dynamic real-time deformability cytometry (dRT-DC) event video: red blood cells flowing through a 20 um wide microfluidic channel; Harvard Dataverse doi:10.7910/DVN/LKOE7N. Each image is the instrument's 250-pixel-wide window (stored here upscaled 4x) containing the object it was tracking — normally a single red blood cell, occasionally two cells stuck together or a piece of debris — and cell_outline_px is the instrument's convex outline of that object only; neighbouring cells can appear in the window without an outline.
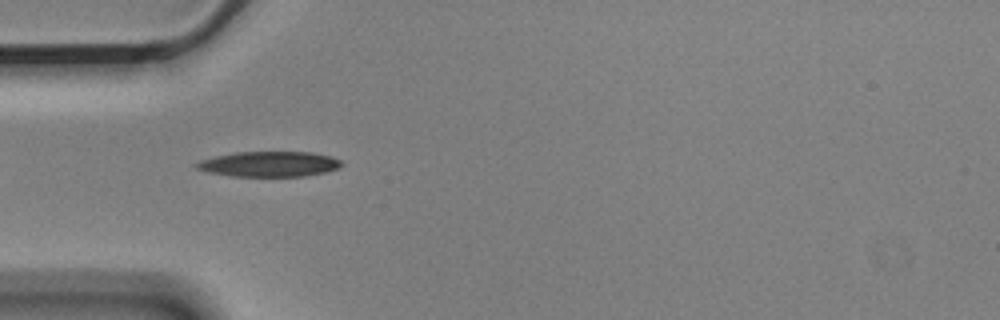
{"species": "Egyptian fruit bat (a non-hibernating species)", "species_latin": "Rousettus aegyptiacus", "temperature_condition": "cold", "stored_images_in_passage": 7, "camera_frame_rate_fps": 3000, "um_per_image_px": 0.085, "animal": {"sex": "male"}, "frame": {"image": 1, "passage_image": 5, "time_ms": 1.333, "image_size_px": [1000, 320], "cell_outline_px": [[344, 164], [340, 168], [324, 172], [304, 176], [232, 176], [208, 172], [196, 168], [192, 164], [200, 160], [216, 156], [236, 152], [312, 152], [332, 156], [340, 160]], "centroid_in_image_um": [22.89, 13.94], "position_along_channel_um": 62.1, "area_um2": 21.44}}
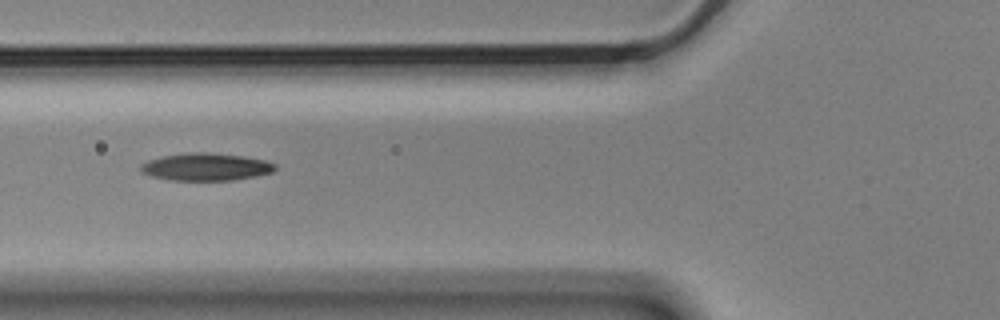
{"frame": {"image": 2, "passage_image": 6, "time_ms": 1.667, "image_size_px": [1000, 320], "cell_outline_px": [[276, 168], [272, 172], [256, 176], [232, 180], [168, 180], [152, 176], [140, 172], [140, 164], [148, 160], [164, 156], [188, 152], [204, 152], [244, 156], [264, 160], [276, 164]], "centroid_in_image_um": [17.48, 14.18], "position_along_channel_um": 108.3, "area_um2": 21.5}}
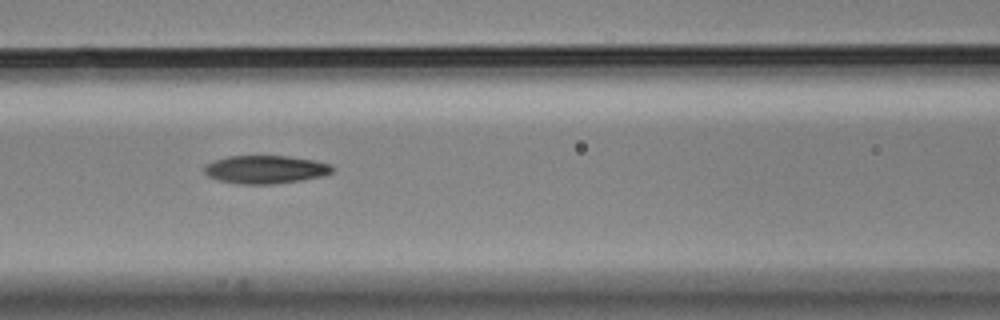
{"frame": {"image": 3, "passage_image": 7, "time_ms": 2.0, "image_size_px": [1000, 320], "cell_outline_px": [[332, 172], [324, 176], [276, 184], [240, 184], [220, 180], [208, 176], [204, 172], [204, 164], [228, 156], [288, 156], [316, 160], [328, 164], [332, 168]], "centroid_in_image_um": [22.56, 14.4], "position_along_channel_um": 144.0, "area_um2": 20.92}}